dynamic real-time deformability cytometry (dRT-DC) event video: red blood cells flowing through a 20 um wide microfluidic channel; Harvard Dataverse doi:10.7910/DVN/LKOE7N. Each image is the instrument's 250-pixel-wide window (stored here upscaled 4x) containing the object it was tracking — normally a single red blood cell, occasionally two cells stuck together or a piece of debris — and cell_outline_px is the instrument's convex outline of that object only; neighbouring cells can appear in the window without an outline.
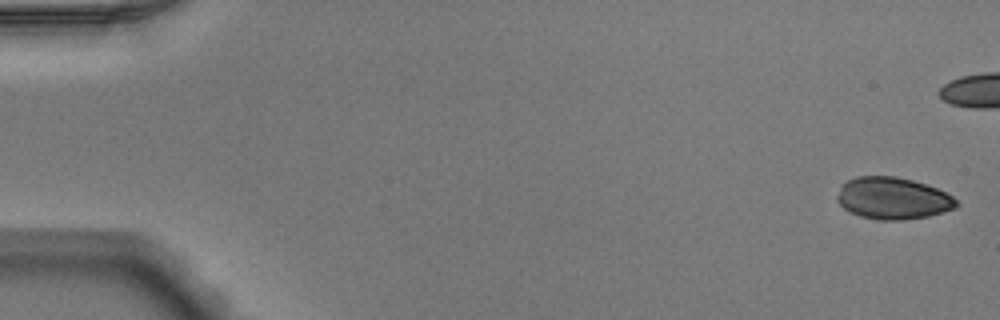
{"species": "Egyptian fruit bat (a non-hibernating species)", "species_latin": "Rousettus aegyptiacus", "temperature_condition": "warm", "stored_images_in_passage": 42, "camera_frame_rate_fps": 3000, "um_per_image_px": 0.085, "animal": {"sex": "male"}, "frame": {"image": 1, "passage_image": 1, "time_ms": 0.0, "image_size_px": [1000, 320], "cell_outline_px": [[960, 204], [956, 208], [928, 216], [904, 220], [880, 220], [860, 216], [844, 208], [836, 200], [836, 196], [840, 184], [844, 180], [856, 176], [896, 176], [912, 180], [936, 188], [952, 196]], "centroid_in_image_um": [75.85, 16.84], "position_along_channel_um": 9.1, "area_um2": 29.3}}
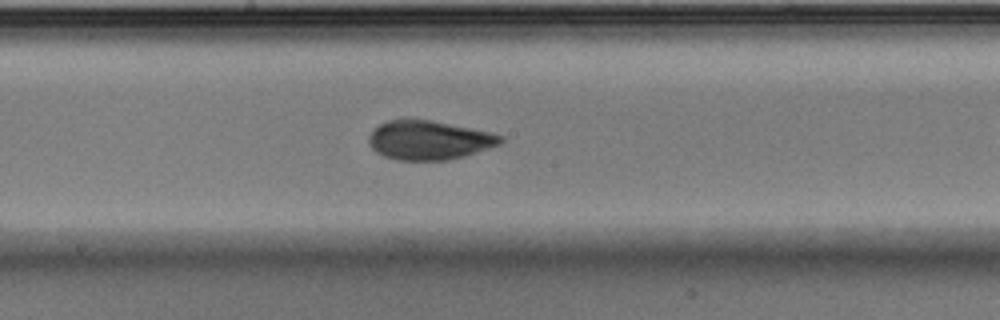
{"frame": {"image": 2, "passage_image": 28, "time_ms": 9.0, "image_size_px": [1000, 320], "cell_outline_px": [[504, 140], [500, 144], [464, 156], [448, 160], [396, 160], [384, 156], [376, 152], [368, 144], [368, 136], [380, 124], [388, 120], [404, 116], [428, 120], [488, 132], [504, 136]], "centroid_in_image_um": [36.4, 11.9], "position_along_channel_um": 211.8, "area_um2": 30.11}}
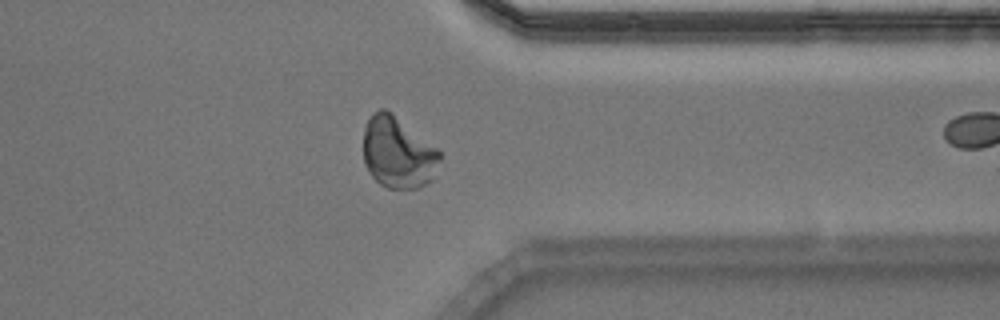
{"frame": {"image": 3, "passage_image": 41, "time_ms": 13.333, "image_size_px": [1000, 320], "cell_outline_px": [[440, 160], [432, 180], [416, 188], [388, 188], [380, 184], [368, 172], [364, 160], [364, 128], [372, 112], [380, 108], [384, 108], [392, 112], [436, 148], [440, 152]], "centroid_in_image_um": [33.8, 12.95], "position_along_channel_um": 377.6, "area_um2": 31.67}}